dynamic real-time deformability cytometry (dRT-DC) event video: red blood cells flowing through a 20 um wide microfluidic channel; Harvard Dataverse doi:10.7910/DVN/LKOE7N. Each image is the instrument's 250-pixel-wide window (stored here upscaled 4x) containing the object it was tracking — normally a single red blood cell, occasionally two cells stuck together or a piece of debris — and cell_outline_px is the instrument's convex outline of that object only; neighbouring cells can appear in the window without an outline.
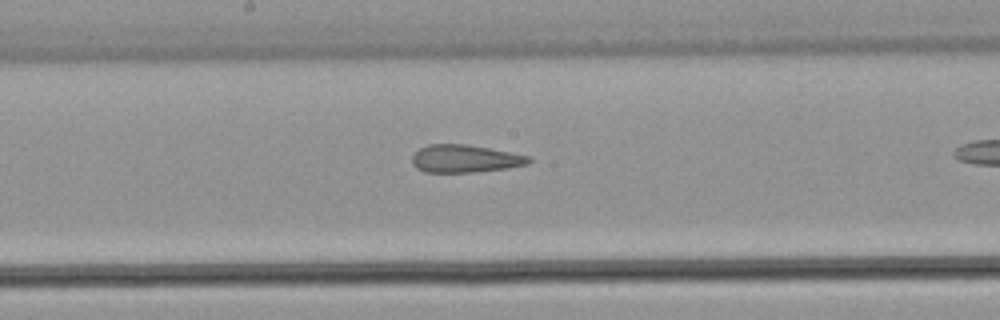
{"species": "common noctule bat (a hibernating species)", "species_latin": "Nyctalus noctula", "temperature_condition": "warm", "stored_images_in_passage": 23, "camera_frame_rate_fps": 3000, "um_per_image_px": 0.085, "animal": {"sex": "male", "body_mass_g": 21.5, "forearm_length_mm": 52.0}, "frame": {"image": 1, "passage_image": 17, "time_ms": 5.333, "image_size_px": [1000, 320], "cell_outline_px": [[532, 160], [528, 164], [508, 168], [472, 172], [424, 172], [416, 168], [412, 164], [412, 156], [420, 148], [428, 144], [468, 144], [532, 156]], "centroid_in_image_um": [39.54, 13.48], "position_along_channel_um": 208.7, "area_um2": 18.96}}